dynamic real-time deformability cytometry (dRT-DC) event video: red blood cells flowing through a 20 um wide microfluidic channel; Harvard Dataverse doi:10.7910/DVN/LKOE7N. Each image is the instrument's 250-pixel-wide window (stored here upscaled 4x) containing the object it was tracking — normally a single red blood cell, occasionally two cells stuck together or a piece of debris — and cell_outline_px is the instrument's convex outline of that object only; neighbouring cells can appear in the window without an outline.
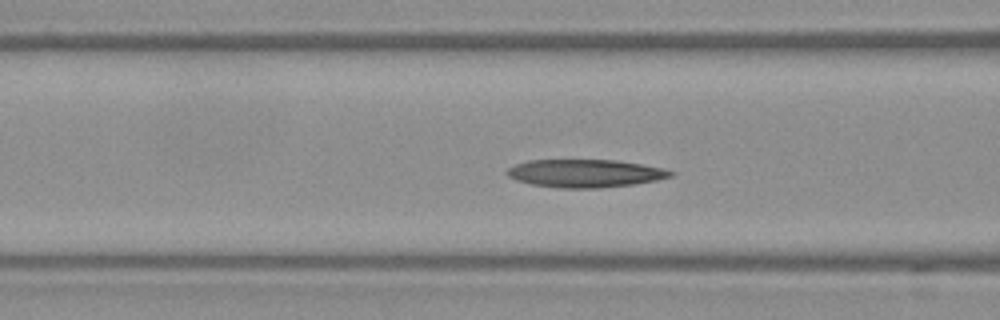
{"species": "Egyptian fruit bat (a non-hibernating species)", "species_latin": "Rousettus aegyptiacus", "temperature_condition": "warm", "stored_images_in_passage": 37, "camera_frame_rate_fps": 3000, "um_per_image_px": 0.085, "frame": {"image": 1, "passage_image": 5, "time_ms": 1.333, "image_size_px": [1000, 320], "cell_outline_px": [[676, 172], [672, 176], [656, 180], [632, 184], [600, 188], [560, 188], [532, 184], [516, 180], [508, 176], [504, 172], [508, 168], [516, 164], [528, 160], [616, 160], [640, 164], [660, 168]], "centroid_in_image_um": [49.7, 14.73], "position_along_channel_um": 116.9, "area_um2": 26.47}}
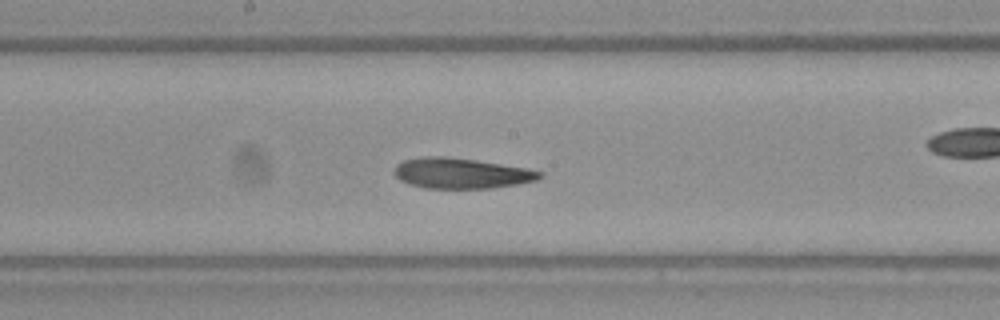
{"frame": {"image": 2, "passage_image": 12, "time_ms": 3.667, "image_size_px": [1000, 320], "cell_outline_px": [[544, 176], [536, 180], [516, 184], [488, 188], [424, 188], [408, 184], [400, 180], [396, 176], [396, 164], [404, 160], [420, 156], [448, 156], [476, 160], [528, 168], [544, 172]], "centroid_in_image_um": [39.21, 14.71], "position_along_channel_um": 209.0, "area_um2": 25.89}}
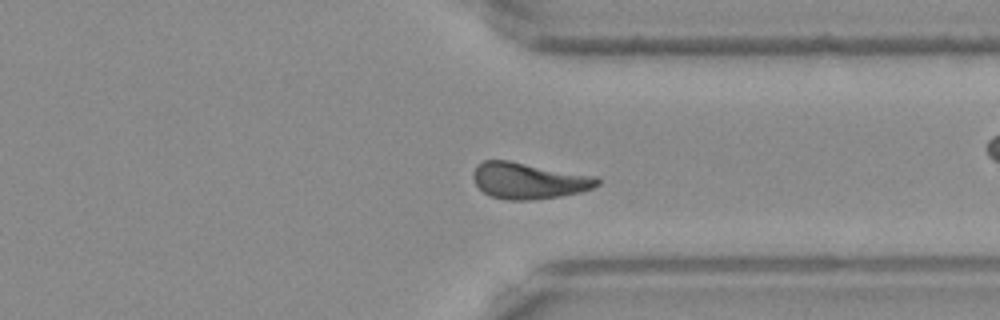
{"frame": {"image": 3, "passage_image": 24, "time_ms": 7.667, "image_size_px": [1000, 320], "cell_outline_px": [[600, 184], [592, 188], [580, 192], [560, 196], [532, 200], [508, 200], [492, 196], [484, 192], [476, 184], [472, 176], [472, 172], [476, 164], [484, 160], [508, 160], [596, 176], [600, 180]], "centroid_in_image_um": [44.93, 15.35], "position_along_channel_um": 366.5, "area_um2": 26.24}}